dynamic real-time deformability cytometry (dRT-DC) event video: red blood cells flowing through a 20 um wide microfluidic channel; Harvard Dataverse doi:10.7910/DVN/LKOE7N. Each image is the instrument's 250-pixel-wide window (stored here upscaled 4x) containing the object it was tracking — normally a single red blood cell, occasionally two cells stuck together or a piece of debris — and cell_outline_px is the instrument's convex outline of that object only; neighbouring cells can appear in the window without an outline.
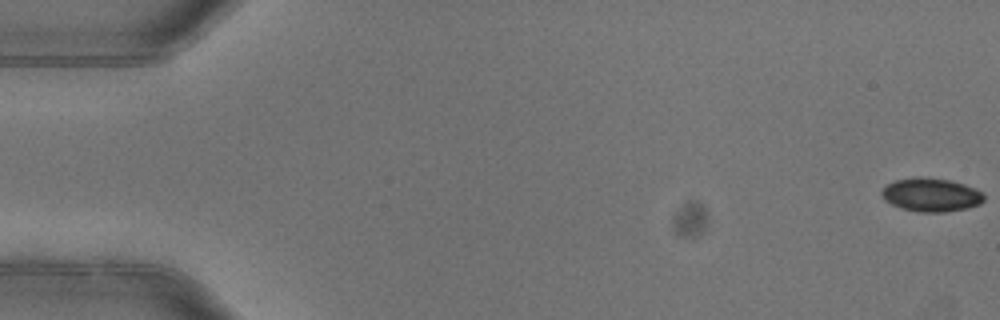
{"species": "common noctule bat (a hibernating species)", "species_latin": "Nyctalus noctula", "temperature_condition": "warm", "stored_images_in_passage": 5, "camera_frame_rate_fps": 3000, "um_per_image_px": 0.085, "animal": {"sex": "female"}, "frame": {"image": 1, "passage_image": 1, "time_ms": 0.0, "image_size_px": [1000, 320], "cell_outline_px": [[984, 200], [980, 204], [968, 208], [944, 212], [920, 212], [900, 208], [884, 200], [880, 196], [880, 192], [888, 184], [896, 180], [916, 176], [920, 176], [948, 180], [964, 184], [984, 192]], "centroid_in_image_um": [79.14, 16.56], "position_along_channel_um": 5.9, "area_um2": 20.11}}
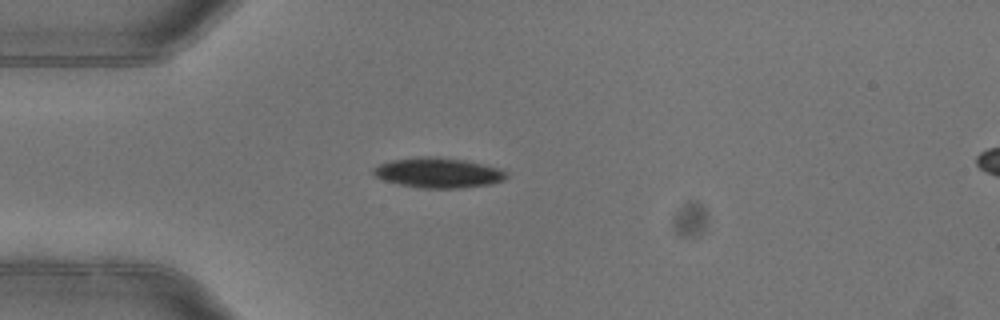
{"frame": {"image": 2, "passage_image": 5, "time_ms": 1.333, "image_size_px": [1000, 320], "cell_outline_px": [[508, 176], [504, 180], [488, 184], [460, 188], [416, 188], [384, 180], [376, 176], [372, 172], [372, 168], [380, 164], [392, 160], [416, 156], [440, 156], [464, 160], [500, 168], [508, 172]], "centroid_in_image_um": [37.25, 14.67], "position_along_channel_um": 47.8, "area_um2": 23.47}}